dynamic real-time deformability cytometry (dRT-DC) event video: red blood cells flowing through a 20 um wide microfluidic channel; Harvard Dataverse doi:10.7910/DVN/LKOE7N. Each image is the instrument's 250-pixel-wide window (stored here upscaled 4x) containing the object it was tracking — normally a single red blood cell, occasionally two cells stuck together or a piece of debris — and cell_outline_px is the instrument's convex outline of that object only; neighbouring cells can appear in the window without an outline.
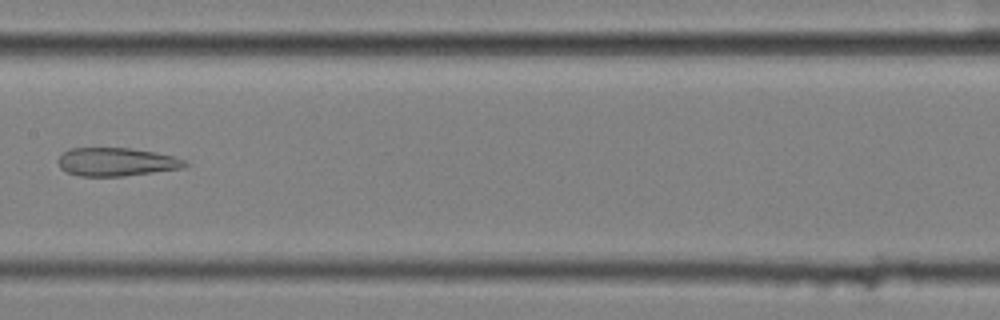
{"species": "common noctule bat (a hibernating species)", "species_latin": "Nyctalus noctula", "temperature_condition": "cold", "stored_images_in_passage": 13, "camera_frame_rate_fps": 3000, "um_per_image_px": 0.085, "animal": {"sex": "female", "body_mass_g": 25.1}, "frame": {"image": 1, "passage_image": 6, "time_ms": 1.667, "image_size_px": [1000, 320], "cell_outline_px": [[188, 164], [184, 168], [124, 176], [80, 176], [68, 172], [60, 168], [60, 156], [68, 148], [128, 148], [152, 152], [172, 156], [184, 160]], "centroid_in_image_um": [9.9, 13.77], "position_along_channel_um": 197.5, "area_um2": 20.63}}
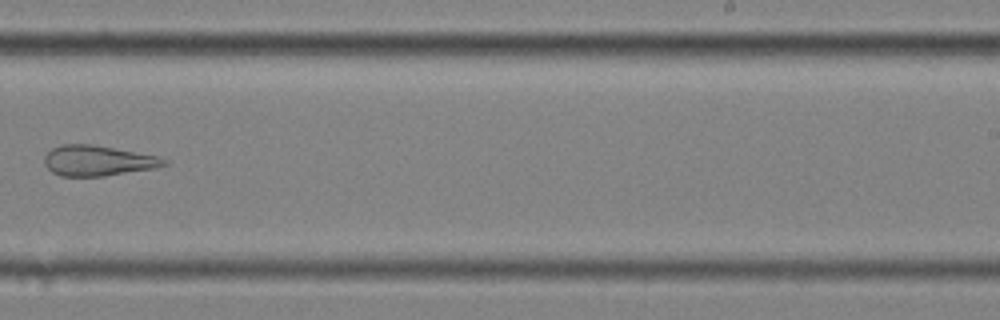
{"frame": {"image": 2, "passage_image": 8, "time_ms": 2.333, "image_size_px": [1000, 320], "cell_outline_px": [[168, 164], [156, 168], [104, 176], [60, 176], [52, 172], [44, 164], [44, 156], [52, 148], [60, 144], [92, 144], [160, 156], [168, 160]], "centroid_in_image_um": [8.33, 13.65], "position_along_channel_um": 280.7, "area_um2": 21.39}}
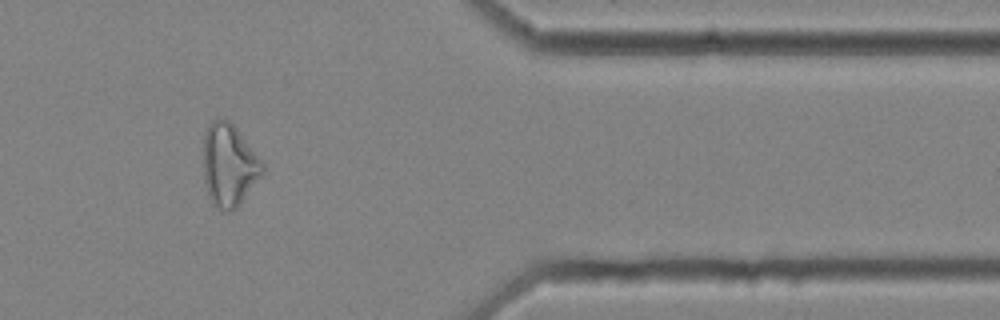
{"frame": {"image": 3, "passage_image": 11, "time_ms": 3.333, "image_size_px": [1000, 320], "cell_outline_px": [[264, 172], [240, 204], [232, 212], [228, 212], [212, 204], [208, 196], [204, 180], [204, 132], [208, 124], [216, 116], [224, 116], [236, 128], [264, 164]], "centroid_in_image_um": [19.45, 14.01], "position_along_channel_um": 392.0, "area_um2": 28.55}}